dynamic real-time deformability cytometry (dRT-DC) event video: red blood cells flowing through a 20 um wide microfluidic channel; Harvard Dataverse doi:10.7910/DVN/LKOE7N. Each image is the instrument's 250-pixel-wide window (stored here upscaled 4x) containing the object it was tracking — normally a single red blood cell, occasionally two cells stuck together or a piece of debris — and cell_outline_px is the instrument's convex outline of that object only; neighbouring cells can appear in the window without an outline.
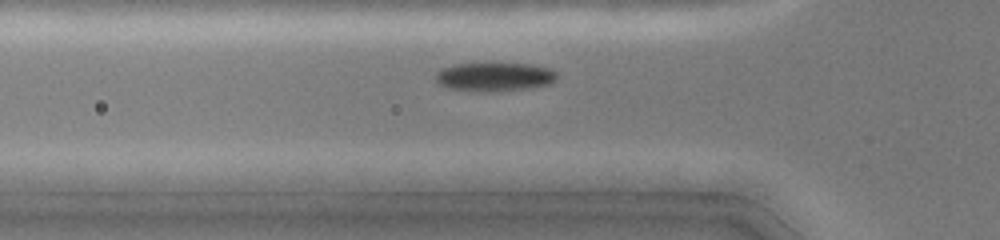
{"species": "common noctule bat (a hibernating species)", "species_latin": "Nyctalus noctula", "temperature_condition": "cold", "stored_images_in_passage": 34, "camera_frame_rate_fps": 3000, "um_per_image_px": 0.085, "animal": {"sex": "female", "body_mass_g": 19.0, "forearm_length_mm": 51.5}, "frame": {"image": 1, "passage_image": 8, "time_ms": 2.333, "image_size_px": [1000, 240], "cell_outline_px": [[556, 80], [552, 84], [532, 88], [500, 92], [468, 92], [444, 88], [436, 80], [436, 72], [440, 68], [452, 64], [532, 64], [552, 68], [556, 72]], "centroid_in_image_um": [42.03, 6.56], "position_along_channel_um": 83.8, "area_um2": 21.04}}
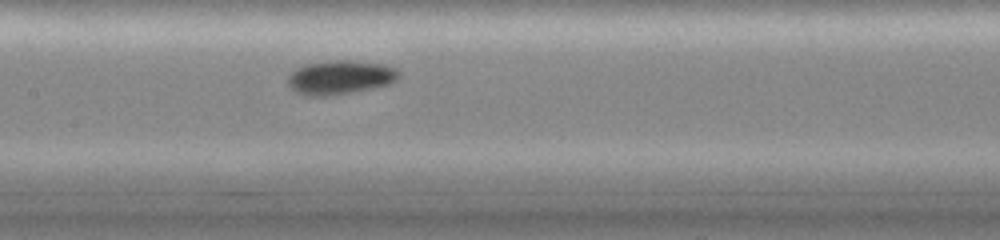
{"frame": {"image": 2, "passage_image": 15, "time_ms": 4.667, "image_size_px": [1000, 240], "cell_outline_px": [[400, 76], [396, 80], [388, 84], [372, 88], [352, 92], [328, 96], [304, 96], [296, 92], [288, 84], [288, 76], [296, 68], [304, 64], [328, 60], [352, 60], [384, 64], [396, 68], [400, 72]], "centroid_in_image_um": [28.91, 6.56], "position_along_channel_um": 178.5, "area_um2": 22.2}}
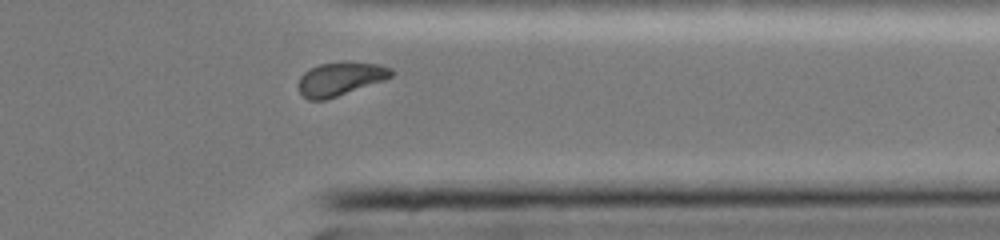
{"frame": {"image": 3, "passage_image": 30, "time_ms": 9.667, "image_size_px": [1000, 240], "cell_outline_px": [[392, 76], [384, 80], [324, 100], [308, 100], [300, 92], [296, 84], [300, 76], [308, 68], [320, 64], [380, 64], [392, 68]], "centroid_in_image_um": [28.86, 6.73], "position_along_channel_um": 382.5, "area_um2": 17.51}, "authors_computed_cell_mechanics": {"area_um2": 19.5075, "velocity_mm_per_s": 4.0684, "shape_relaxation_time_tau1_ms": 1.551, "shape_relaxation_time_tau2_ms": null, "deformation_change_tau1": 0.0814, "deformation_change_tau2": null}}